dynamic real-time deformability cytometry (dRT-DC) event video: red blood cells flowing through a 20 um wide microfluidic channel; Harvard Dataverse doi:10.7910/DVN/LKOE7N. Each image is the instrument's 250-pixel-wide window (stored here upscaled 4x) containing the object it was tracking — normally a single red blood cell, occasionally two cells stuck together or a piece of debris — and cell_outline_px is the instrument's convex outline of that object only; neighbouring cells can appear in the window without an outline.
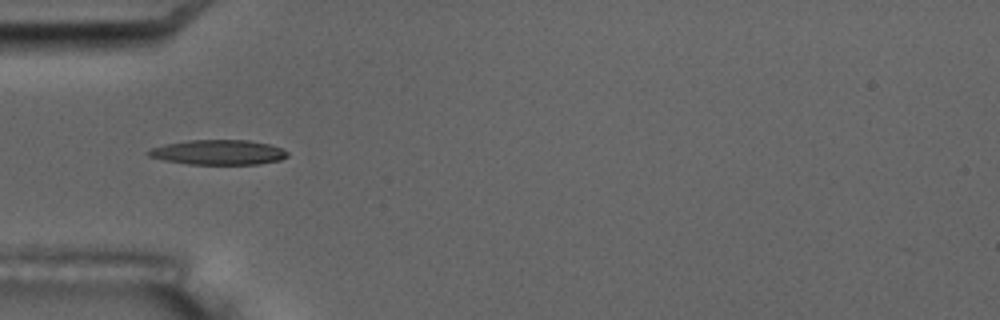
{"species": "common noctule bat (a hibernating species)", "species_latin": "Nyctalus noctula", "temperature_condition": "room temperature", "stored_images_in_passage": 9, "camera_frame_rate_fps": 3000, "um_per_image_px": 0.085, "animal": {"sex": "male", "body_mass_g": 17.5, "forearm_length_mm": 52.3}, "frame": {"image": 1, "passage_image": 6, "time_ms": 5.667, "image_size_px": [1000, 320], "cell_outline_px": [[288, 156], [280, 160], [260, 164], [188, 164], [164, 160], [148, 156], [144, 152], [152, 148], [168, 144], [188, 140], [248, 140], [268, 144], [280, 148], [288, 152]], "centroid_in_image_um": [18.55, 12.95], "position_along_channel_um": 66.4, "area_um2": 20.06}}
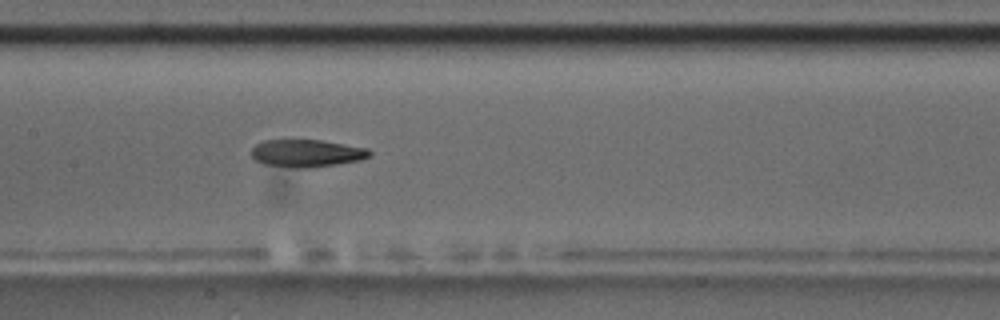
{"frame": {"image": 2, "passage_image": 9, "time_ms": 9.0, "image_size_px": [1000, 320], "cell_outline_px": [[372, 156], [360, 160], [312, 168], [304, 168], [264, 164], [256, 160], [248, 152], [256, 144], [264, 140], [320, 140], [368, 148], [372, 152]], "centroid_in_image_um": [26.07, 13.02], "position_along_channel_um": 181.3, "area_um2": 18.96}}